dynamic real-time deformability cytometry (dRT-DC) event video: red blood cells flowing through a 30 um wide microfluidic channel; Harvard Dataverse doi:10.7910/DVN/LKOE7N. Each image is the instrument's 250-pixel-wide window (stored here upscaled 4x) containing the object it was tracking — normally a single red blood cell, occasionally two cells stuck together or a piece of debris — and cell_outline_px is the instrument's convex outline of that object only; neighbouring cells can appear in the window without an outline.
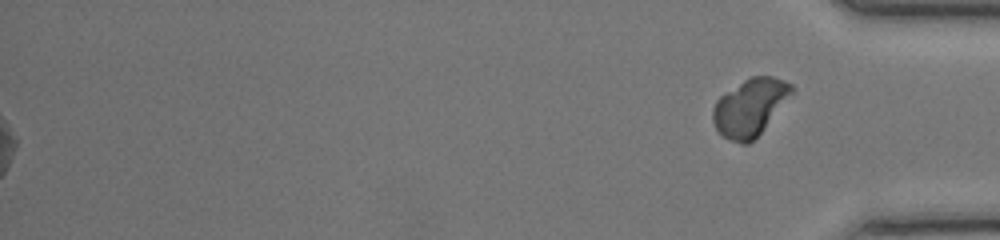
{"species": "common noctule bat (a hibernating species)", "species_latin": "Nyctalus noctula", "temperature_condition": "room temperature", "stored_images_in_passage": 45, "segment_of_instrument_passage": [2, 2], "camera_frame_rate_fps": 3000, "um_per_image_px": 0.085, "animal": {"sex": "female", "body_mass_g": 17.0, "forearm_length_mm": 48.0}, "frame": {"image": 1, "passage_image": 45, "time_ms": 14.667, "image_size_px": [1000, 240], "cell_outline_px": [[792, 92], [764, 128], [748, 144], [740, 144], [728, 140], [716, 128], [712, 120], [712, 108], [716, 100], [720, 96], [744, 80], [752, 76], [772, 76], [784, 80], [792, 84]], "centroid_in_image_um": [63.7, 9.12], "position_along_channel_um": 371.5, "area_um2": 25.72}}